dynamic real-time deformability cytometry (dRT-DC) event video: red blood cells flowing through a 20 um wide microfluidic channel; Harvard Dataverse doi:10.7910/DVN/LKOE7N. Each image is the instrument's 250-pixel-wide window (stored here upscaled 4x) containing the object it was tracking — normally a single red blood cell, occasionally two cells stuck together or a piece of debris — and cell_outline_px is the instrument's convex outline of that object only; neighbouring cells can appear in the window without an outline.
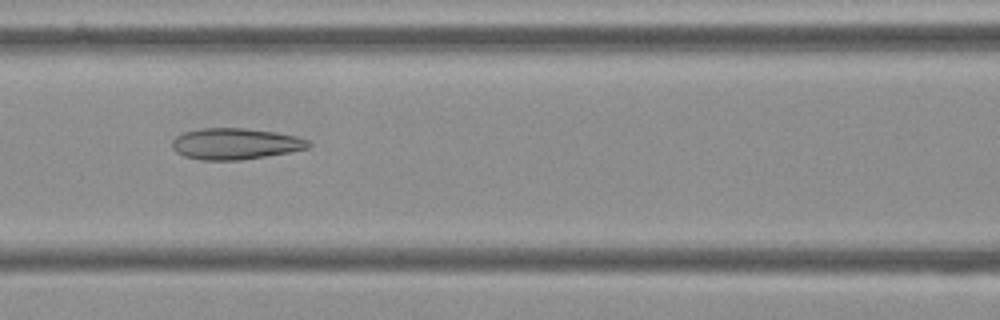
{"species": "Egyptian fruit bat (a non-hibernating species)", "species_latin": "Rousettus aegyptiacus", "temperature_condition": "cold", "stored_images_in_passage": 44, "camera_frame_rate_fps": 3000, "um_per_image_px": 0.085, "frame": {"image": 1, "passage_image": 12, "time_ms": 3.667, "image_size_px": [1000, 320], "cell_outline_px": [[312, 144], [308, 148], [288, 152], [240, 160], [204, 160], [184, 156], [176, 152], [172, 148], [172, 140], [176, 136], [184, 132], [200, 128], [244, 128], [276, 132], [296, 136], [308, 140]], "centroid_in_image_um": [19.98, 12.21], "position_along_channel_um": 146.6, "area_um2": 24.74}}
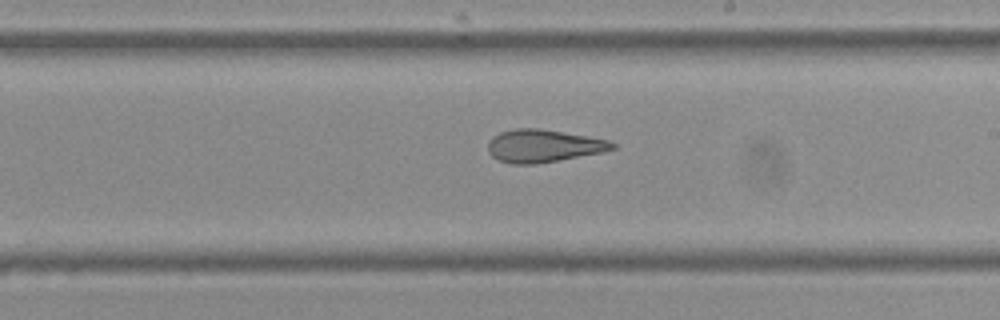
{"frame": {"image": 2, "passage_image": 20, "time_ms": 6.333, "image_size_px": [1000, 320], "cell_outline_px": [[616, 148], [600, 152], [556, 160], [532, 164], [512, 164], [500, 160], [492, 156], [488, 152], [488, 144], [492, 136], [500, 132], [516, 128], [540, 128], [608, 140], [616, 144]], "centroid_in_image_um": [46.14, 12.39], "position_along_channel_um": 242.9, "area_um2": 23.29}}
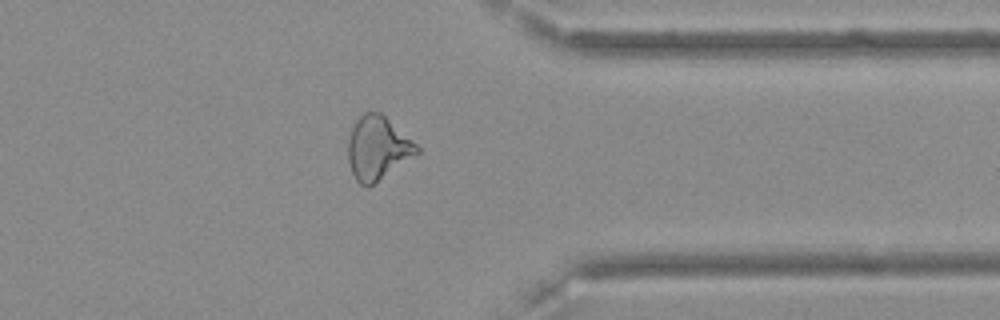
{"frame": {"image": 3, "passage_image": 32, "time_ms": 10.333, "image_size_px": [1000, 320], "cell_outline_px": [[420, 152], [372, 184], [360, 184], [356, 180], [352, 172], [348, 160], [348, 140], [352, 128], [356, 120], [364, 112], [380, 112], [416, 144], [420, 148]], "centroid_in_image_um": [32.08, 12.56], "position_along_channel_um": 379.3, "area_um2": 24.74}, "authors_computed_cell_mechanics": {"area_um2": 25.1719, "velocity_mm_per_s": 3.6171, "shape_relaxation_time_tau1_ms": null, "shape_relaxation_time_tau2_ms": 2.3252, "deformation_change_tau1": null, "deformation_change_tau2": 0.1182}}